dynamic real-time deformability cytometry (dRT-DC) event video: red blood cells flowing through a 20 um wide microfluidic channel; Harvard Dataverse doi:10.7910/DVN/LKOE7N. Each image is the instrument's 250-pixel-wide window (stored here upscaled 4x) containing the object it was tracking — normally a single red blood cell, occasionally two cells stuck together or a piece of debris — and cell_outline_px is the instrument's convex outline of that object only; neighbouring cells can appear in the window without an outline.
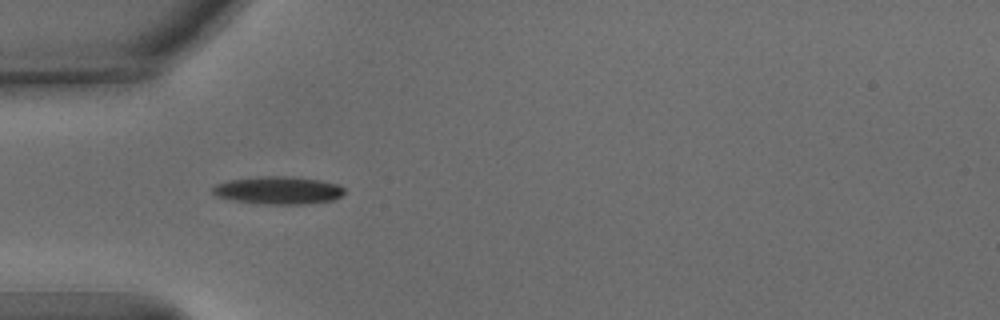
{"species": "common noctule bat (a hibernating species)", "species_latin": "Nyctalus noctula", "temperature_condition": "warm", "stored_images_in_passage": 37, "camera_frame_rate_fps": 3000, "um_per_image_px": 0.085, "animal": {"sex": "male", "body_mass_g": 15.6}, "frame": {"image": 1, "passage_image": 1, "time_ms": 0.0, "image_size_px": [1000, 320], "cell_outline_px": [[344, 192], [340, 196], [332, 200], [304, 204], [256, 204], [232, 200], [216, 196], [212, 192], [212, 188], [216, 184], [228, 180], [256, 176], [292, 176], [320, 180], [340, 184], [344, 188]], "centroid_in_image_um": [23.63, 16.17], "position_along_channel_um": 61.4, "area_um2": 21.56}}
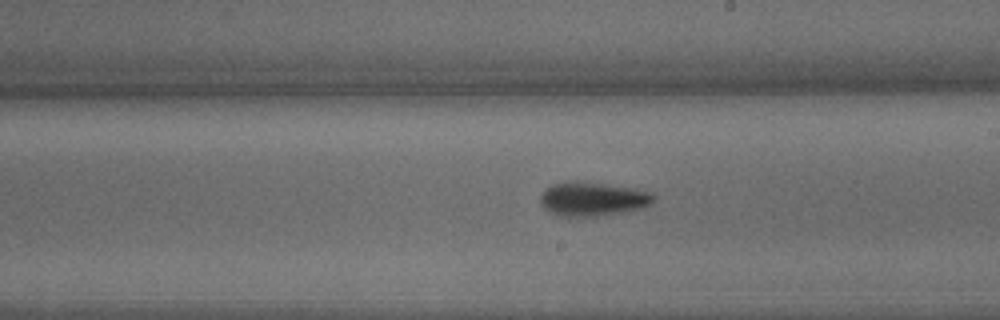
{"frame": {"image": 2, "passage_image": 15, "time_ms": 4.667, "image_size_px": [1000, 320], "cell_outline_px": [[652, 204], [640, 208], [624, 212], [604, 216], [564, 216], [552, 212], [544, 208], [540, 200], [540, 196], [544, 188], [552, 184], [576, 180], [628, 188], [648, 192], [652, 196]], "centroid_in_image_um": [50.31, 16.92], "position_along_channel_um": 238.7, "area_um2": 22.02}}
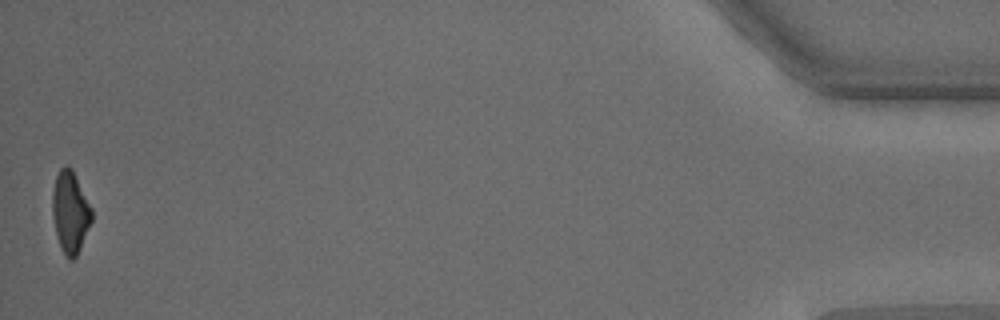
{"frame": {"image": 3, "passage_image": 37, "time_ms": 12.0, "image_size_px": [1000, 320], "cell_outline_px": [[92, 220], [80, 248], [76, 256], [72, 260], [68, 260], [60, 248], [56, 236], [52, 216], [52, 192], [56, 176], [60, 168], [64, 164], [68, 164], [72, 168], [92, 208]], "centroid_in_image_um": [5.95, 18.01], "position_along_channel_um": 429.2, "area_um2": 18.96}, "authors_computed_cell_mechanics": {"area_um2": 20.2878, "velocity_mm_per_s": 3.84, "shape_relaxation_time_tau1_ms": 2.899, "shape_relaxation_time_tau2_ms": 5.6477, "deformation_change_tau1": 0.1507, "deformation_change_tau2": 0.1508}}